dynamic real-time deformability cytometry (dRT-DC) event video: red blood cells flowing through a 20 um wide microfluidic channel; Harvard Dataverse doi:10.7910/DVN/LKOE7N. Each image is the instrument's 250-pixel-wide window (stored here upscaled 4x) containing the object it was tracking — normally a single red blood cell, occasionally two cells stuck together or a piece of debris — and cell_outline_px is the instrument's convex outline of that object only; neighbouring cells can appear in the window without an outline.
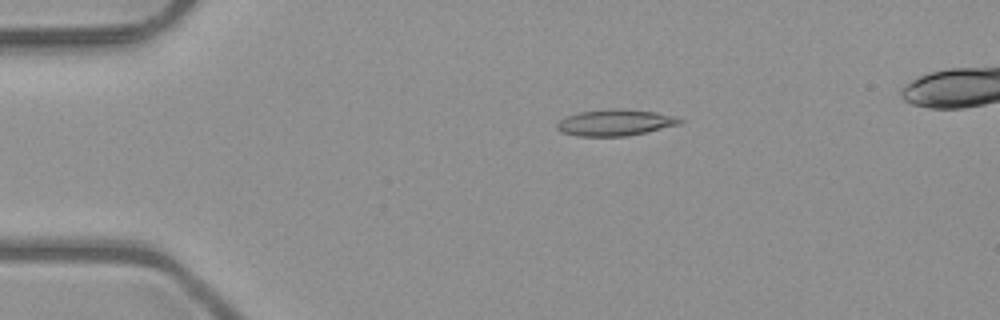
{"species": "common noctule bat (a hibernating species)", "species_latin": "Nyctalus noctula", "temperature_condition": "room temperature", "stored_images_in_passage": 4, "camera_frame_rate_fps": 3000, "um_per_image_px": 0.085, "animal": {"sex": "male", "body_mass_g": 23.1, "forearm_length_mm": 52.7}, "frame": {"image": 1, "passage_image": 1, "time_ms": 0.0, "image_size_px": [1000, 320], "cell_outline_px": [[684, 120], [680, 124], [628, 136], [576, 136], [560, 132], [556, 128], [556, 124], [560, 120], [568, 116], [580, 112], [616, 108], [656, 112], [676, 116]], "centroid_in_image_um": [52.29, 10.42], "position_along_channel_um": 32.7, "area_um2": 18.79}}
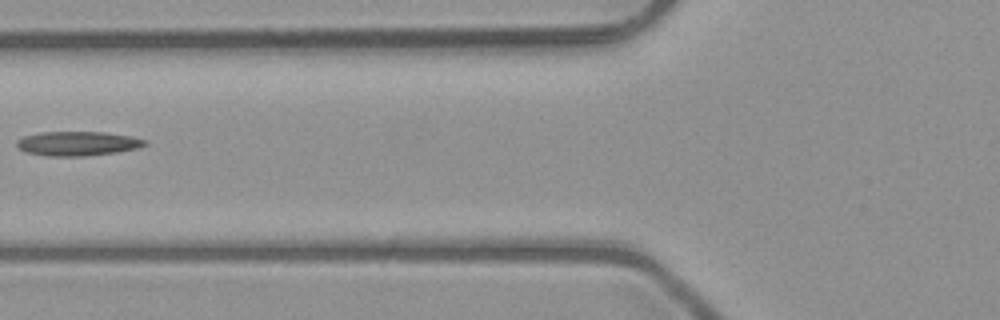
{"frame": {"image": 2, "passage_image": 4, "time_ms": 1.0, "image_size_px": [1000, 320], "cell_outline_px": [[148, 144], [140, 148], [116, 152], [80, 156], [48, 156], [24, 152], [16, 144], [16, 140], [24, 136], [40, 132], [104, 132], [132, 136], [148, 140]], "centroid_in_image_um": [6.63, 12.19], "position_along_channel_um": 119.2, "area_um2": 18.26}}